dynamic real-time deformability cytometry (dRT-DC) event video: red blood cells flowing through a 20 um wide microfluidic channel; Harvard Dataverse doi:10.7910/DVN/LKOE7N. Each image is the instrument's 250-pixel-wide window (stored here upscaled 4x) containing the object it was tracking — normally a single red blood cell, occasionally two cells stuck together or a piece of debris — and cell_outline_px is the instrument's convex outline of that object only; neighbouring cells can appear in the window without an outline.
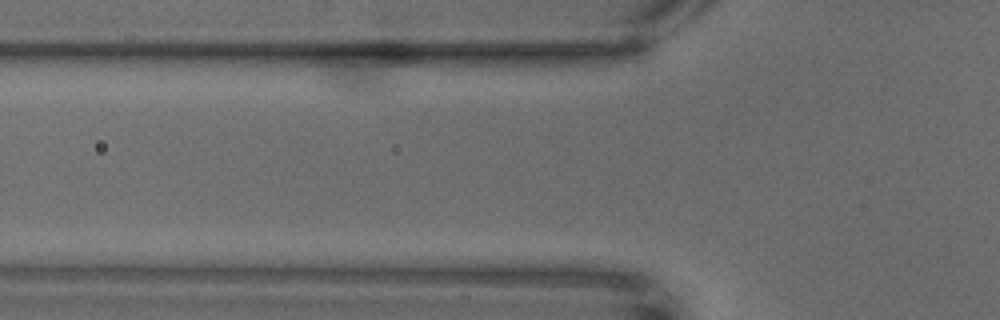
{"species": "common noctule bat (a hibernating species)", "species_latin": "Nyctalus noctula", "temperature_condition": "warm", "stored_images_in_passage": 4, "camera_frame_rate_fps": 3000, "um_per_image_px": 0.085, "animal": {"sex": "male", "body_mass_g": 18.8}, "frame": {"image": 1, "passage_image": 2, "time_ms": 0.333, "image_size_px": [1000, 320], "cell_outline_px": [[624, 52], [616, 68], [536, 72], [532, 72], [520, 52]], "centroid_in_image_um": [48.53, 5.17], "position_along_channel_um": 77.3, "area_um2": 12.31}}